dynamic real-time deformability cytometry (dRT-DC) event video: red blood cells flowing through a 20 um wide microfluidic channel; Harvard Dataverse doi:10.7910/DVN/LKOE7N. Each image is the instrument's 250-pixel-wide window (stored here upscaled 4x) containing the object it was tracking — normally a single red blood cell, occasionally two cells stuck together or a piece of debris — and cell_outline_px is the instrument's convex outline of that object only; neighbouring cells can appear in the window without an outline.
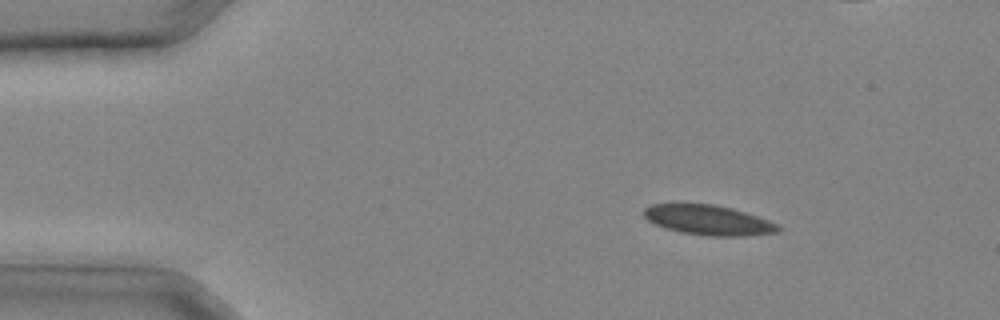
{"species": "common noctule bat (a hibernating species)", "species_latin": "Nyctalus noctula", "temperature_condition": "cold", "stored_images_in_passage": 13, "camera_frame_rate_fps": 3000, "um_per_image_px": 0.085, "animal": {"sex": "male", "body_mass_g": 20.4}, "frame": {"image": 1, "passage_image": 2, "time_ms": 0.333, "image_size_px": [1000, 320], "cell_outline_px": [[780, 228], [776, 232], [744, 236], [708, 236], [680, 232], [656, 224], [648, 220], [644, 216], [644, 208], [652, 204], [712, 204], [732, 208], [780, 224]], "centroid_in_image_um": [60.22, 18.71], "position_along_channel_um": 24.8, "area_um2": 23.12}}
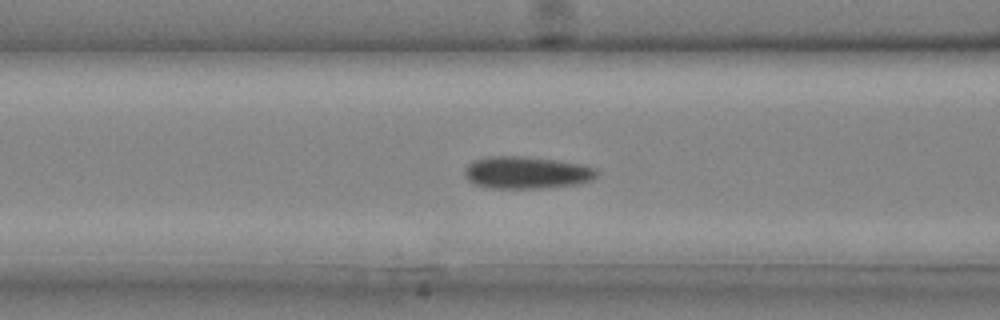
{"frame": {"image": 2, "passage_image": 10, "time_ms": 3.0, "image_size_px": [1000, 320], "cell_outline_px": [[600, 172], [592, 180], [572, 184], [540, 188], [488, 188], [476, 184], [468, 180], [464, 176], [464, 168], [472, 160], [488, 156], [524, 156], [556, 160], [584, 164], [596, 168]], "centroid_in_image_um": [44.73, 14.65], "position_along_channel_um": 121.9, "area_um2": 24.97}}
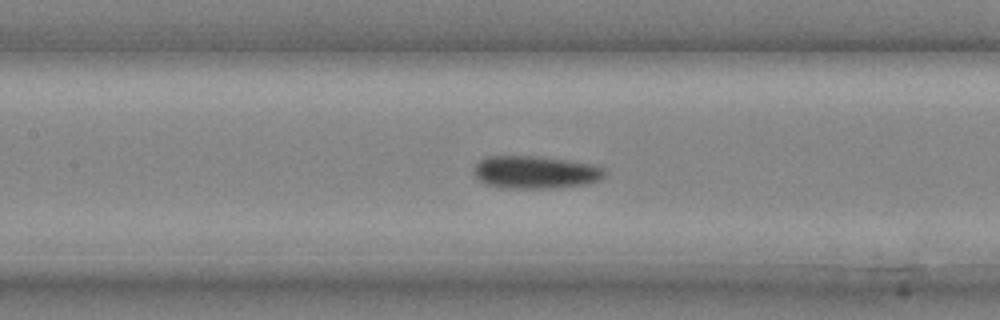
{"frame": {"image": 3, "passage_image": 12, "time_ms": 3.667, "image_size_px": [1000, 320], "cell_outline_px": [[604, 176], [600, 180], [584, 184], [552, 188], [504, 188], [484, 184], [476, 176], [476, 164], [480, 160], [488, 156], [536, 156], [568, 160], [592, 164], [604, 168]], "centroid_in_image_um": [45.52, 14.64], "position_along_channel_um": 161.9, "area_um2": 24.74}}